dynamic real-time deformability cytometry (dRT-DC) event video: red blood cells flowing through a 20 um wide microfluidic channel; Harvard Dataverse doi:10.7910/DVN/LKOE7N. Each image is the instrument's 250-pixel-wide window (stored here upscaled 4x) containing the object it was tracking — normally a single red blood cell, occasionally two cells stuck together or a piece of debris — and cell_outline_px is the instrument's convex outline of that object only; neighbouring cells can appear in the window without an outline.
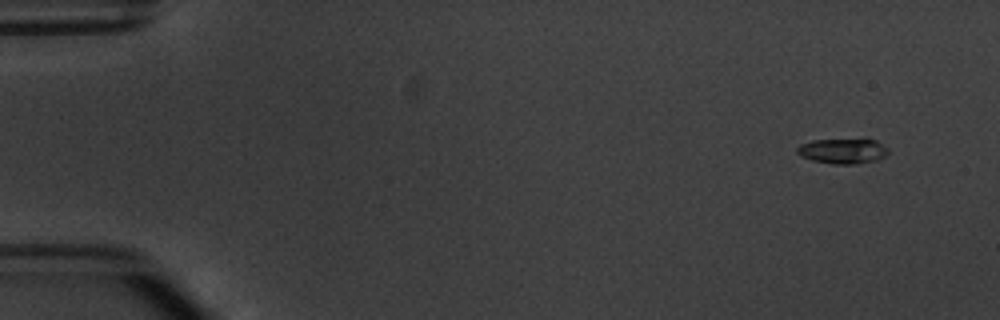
{"species": "common noctule bat (a hibernating species)", "species_latin": "Nyctalus noctula", "temperature_condition": "warm", "stored_images_in_passage": 5, "camera_frame_rate_fps": 3000, "um_per_image_px": 0.085, "animal": {"sex": "male", "body_mass_g": 20.1, "forearm_length_mm": 53.5}, "frame": {"image": 1, "passage_image": 1, "time_ms": 0.0, "image_size_px": [1000, 320], "cell_outline_px": [[888, 152], [884, 156], [876, 160], [856, 164], [832, 164], [812, 160], [800, 156], [796, 152], [796, 148], [800, 144], [812, 140], [864, 136], [876, 140], [888, 148]], "centroid_in_image_um": [71.64, 12.78], "position_along_channel_um": 13.4, "area_um2": 14.16}}
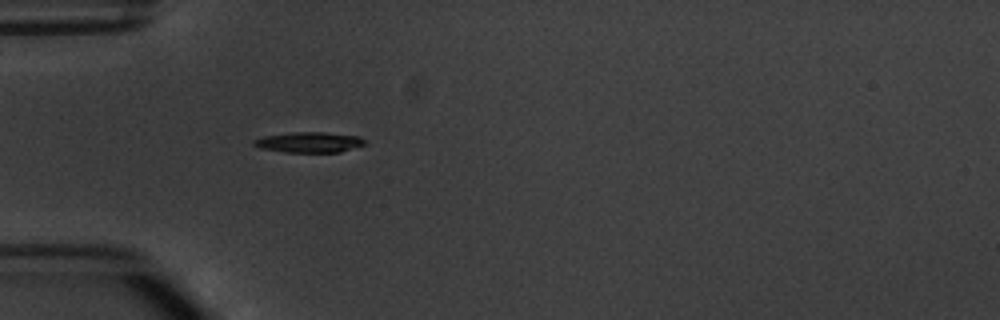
{"frame": {"image": 2, "passage_image": 5, "time_ms": 4.333, "image_size_px": [1000, 320], "cell_outline_px": [[368, 144], [340, 152], [284, 152], [260, 148], [252, 144], [252, 140], [264, 136], [296, 132], [324, 132], [360, 136]], "centroid_in_image_um": [26.3, 12.09], "position_along_channel_um": 58.7, "area_um2": 13.29}}